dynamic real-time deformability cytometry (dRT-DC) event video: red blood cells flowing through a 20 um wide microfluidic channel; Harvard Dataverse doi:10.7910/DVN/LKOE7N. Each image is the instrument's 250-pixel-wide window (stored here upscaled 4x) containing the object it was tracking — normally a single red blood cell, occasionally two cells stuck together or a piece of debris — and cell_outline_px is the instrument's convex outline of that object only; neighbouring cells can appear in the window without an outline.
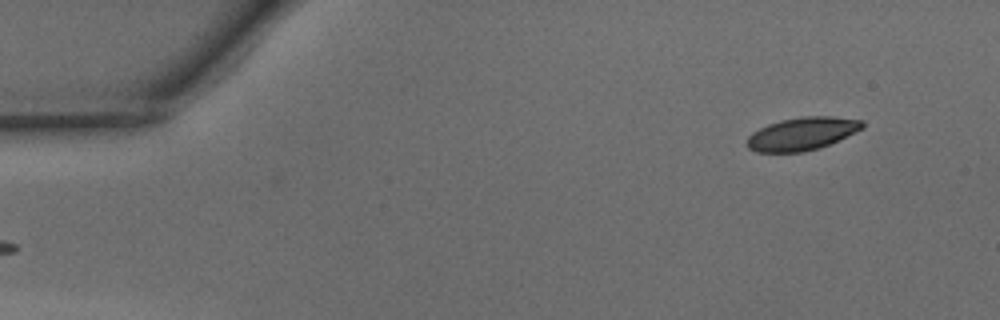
{"species": "common noctule bat (a hibernating species)", "species_latin": "Nyctalus noctula", "temperature_condition": "warm", "stored_images_in_passage": 45, "camera_frame_rate_fps": 3000, "um_per_image_px": 0.085, "animal": {"sex": "male", "body_mass_g": 15.6}, "frame": {"image": 1, "passage_image": 1, "time_ms": 0.0, "image_size_px": [1000, 320], "cell_outline_px": [[864, 128], [820, 148], [804, 152], [756, 152], [748, 148], [744, 144], [748, 136], [752, 132], [768, 124], [780, 120], [800, 116], [832, 116], [864, 120]], "centroid_in_image_um": [68.15, 11.36], "position_along_channel_um": 16.8, "area_um2": 22.37}}
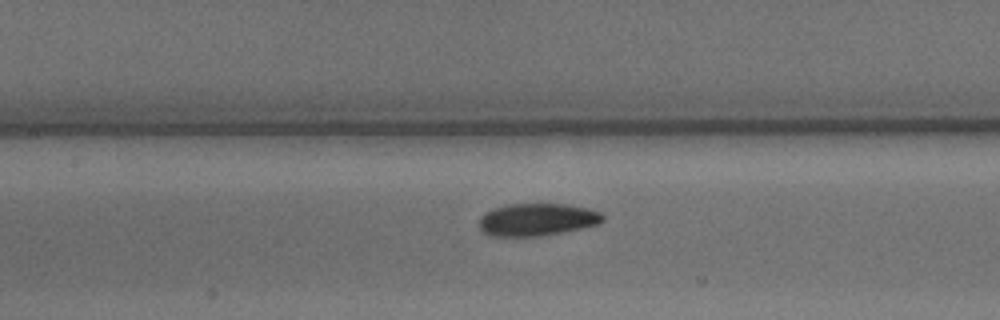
{"frame": {"image": 2, "passage_image": 19, "time_ms": 6.0, "image_size_px": [1000, 320], "cell_outline_px": [[604, 220], [596, 224], [580, 228], [540, 236], [488, 236], [480, 232], [480, 216], [484, 212], [492, 208], [504, 204], [564, 204], [584, 208], [600, 212], [604, 216]], "centroid_in_image_um": [45.56, 18.66], "position_along_channel_um": 161.8, "area_um2": 23.35}}
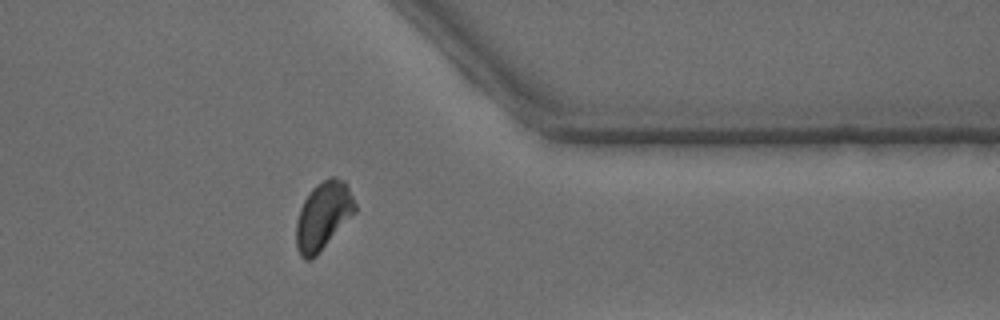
{"frame": {"image": 3, "passage_image": 36, "time_ms": 11.667, "image_size_px": [1000, 320], "cell_outline_px": [[356, 212], [316, 256], [312, 260], [304, 260], [300, 256], [296, 248], [296, 220], [300, 208], [304, 200], [312, 188], [316, 184], [332, 176], [336, 176], [344, 180], [356, 204]], "centroid_in_image_um": [27.45, 18.36], "position_along_channel_um": 383.9, "area_um2": 23.35}, "authors_computed_cell_mechanics": {"area_um2": 23.3512, "velocity_mm_per_s": 4.1237, "shape_relaxation_time_tau1_ms": 4.0263, "shape_relaxation_time_tau2_ms": 2.2782, "deformation_change_tau1": 0.119, "deformation_change_tau2": 0.0676}}